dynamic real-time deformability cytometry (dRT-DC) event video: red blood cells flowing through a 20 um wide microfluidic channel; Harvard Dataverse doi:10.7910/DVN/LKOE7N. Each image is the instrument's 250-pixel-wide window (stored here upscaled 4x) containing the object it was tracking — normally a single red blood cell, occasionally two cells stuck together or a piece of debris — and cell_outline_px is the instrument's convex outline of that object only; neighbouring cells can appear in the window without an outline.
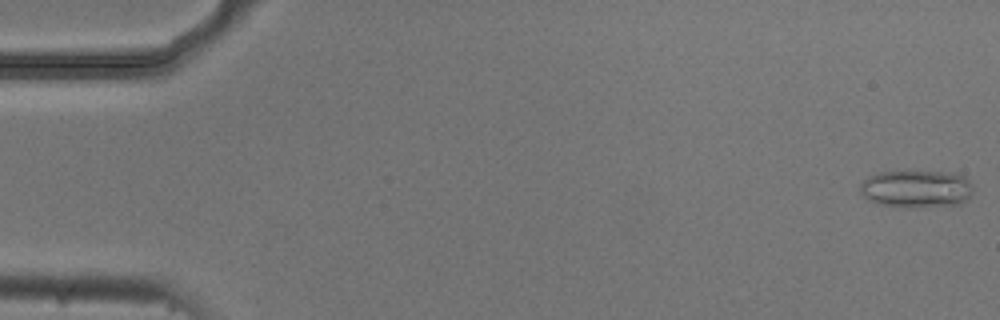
{"species": "common noctule bat (a hibernating species)", "species_latin": "Nyctalus noctula", "temperature_condition": "cold", "stored_images_in_passage": 5, "camera_frame_rate_fps": 3000, "um_per_image_px": 0.085, "animal": {"sex": "male", "body_mass_g": 20.5, "forearm_length_mm": 52.5}, "frame": {"image": 1, "passage_image": 1, "time_ms": 0.0, "image_size_px": [1000, 320], "cell_outline_px": [[972, 192], [968, 200], [960, 204], [912, 208], [904, 208], [880, 204], [868, 200], [860, 192], [860, 184], [868, 176], [880, 172], [944, 172], [964, 176], [972, 184]], "centroid_in_image_um": [77.89, 16.07], "position_along_channel_um": 7.1, "area_um2": 24.8}}